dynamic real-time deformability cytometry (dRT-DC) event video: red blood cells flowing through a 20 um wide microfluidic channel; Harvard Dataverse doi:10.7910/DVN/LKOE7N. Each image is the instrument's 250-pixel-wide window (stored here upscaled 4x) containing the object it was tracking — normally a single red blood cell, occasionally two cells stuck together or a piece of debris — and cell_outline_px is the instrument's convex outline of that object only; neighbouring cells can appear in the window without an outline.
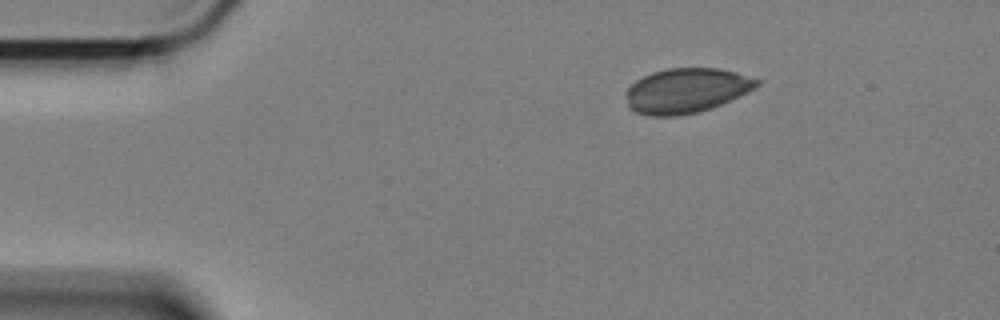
{"species": "Egyptian fruit bat (a non-hibernating species)", "species_latin": "Rousettus aegyptiacus", "temperature_condition": "cold", "stored_images_in_passage": 52, "camera_frame_rate_fps": 3000, "um_per_image_px": 0.085, "animal": {"sex": "female"}, "frame": {"image": 1, "passage_image": 1, "time_ms": 0.0, "image_size_px": [1000, 320], "cell_outline_px": [[760, 84], [756, 88], [748, 92], [712, 108], [696, 112], [676, 116], [648, 116], [636, 112], [628, 108], [624, 92], [636, 80], [652, 72], [668, 68], [720, 68], [736, 72], [760, 80]], "centroid_in_image_um": [58.32, 7.7], "position_along_channel_um": 26.7, "area_um2": 34.33}}
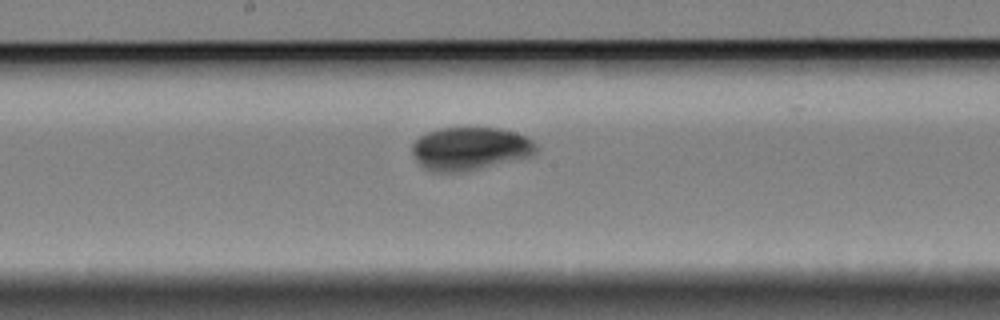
{"frame": {"image": 2, "passage_image": 23, "time_ms": 7.333, "image_size_px": [1000, 320], "cell_outline_px": [[540, 148], [532, 156], [460, 172], [432, 172], [424, 168], [416, 160], [412, 152], [412, 144], [420, 136], [428, 132], [440, 128], [500, 128], [516, 132], [532, 140]], "centroid_in_image_um": [39.96, 12.63], "position_along_channel_um": 208.2, "area_um2": 31.04}}
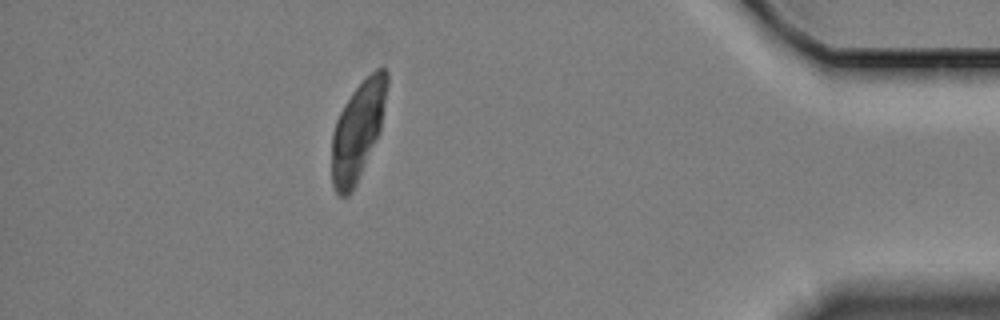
{"frame": {"image": 3, "passage_image": 45, "time_ms": 14.667, "image_size_px": [1000, 320], "cell_outline_px": [[388, 84], [380, 132], [356, 184], [348, 196], [340, 196], [336, 192], [332, 184], [332, 132], [336, 120], [344, 104], [352, 92], [376, 68], [384, 68], [388, 72]], "centroid_in_image_um": [30.41, 11.11], "position_along_channel_um": 404.8, "area_um2": 31.39}}